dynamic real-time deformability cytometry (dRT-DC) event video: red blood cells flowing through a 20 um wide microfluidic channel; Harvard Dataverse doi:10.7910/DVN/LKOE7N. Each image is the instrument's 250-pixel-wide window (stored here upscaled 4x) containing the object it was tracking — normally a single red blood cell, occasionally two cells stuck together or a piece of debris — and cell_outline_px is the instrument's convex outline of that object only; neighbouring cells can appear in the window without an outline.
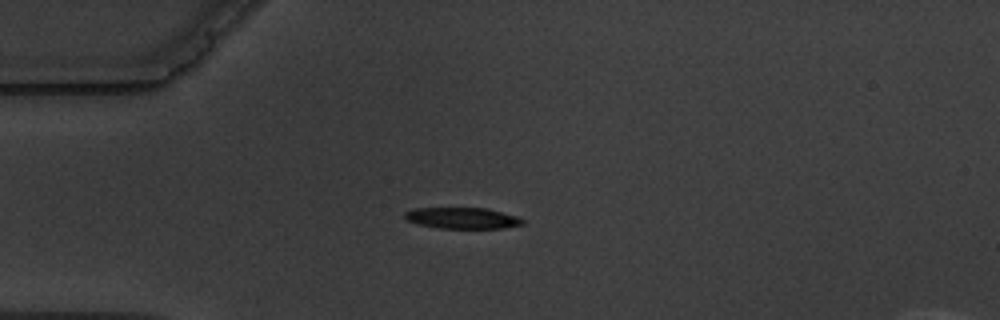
{"species": "common noctule bat (a hibernating species)", "species_latin": "Nyctalus noctula", "temperature_condition": "warm", "stored_images_in_passage": 5, "camera_frame_rate_fps": 3000, "um_per_image_px": 0.085, "animal": {"sex": "male", "body_mass_g": 19.5, "forearm_length_mm": 54.6}, "frame": {"image": 1, "passage_image": 4, "time_ms": 3.333, "image_size_px": [1000, 320], "cell_outline_px": [[524, 224], [504, 228], [440, 228], [416, 224], [404, 220], [404, 212], [412, 208], [488, 208], [516, 216], [524, 220]], "centroid_in_image_um": [39.25, 18.53], "position_along_channel_um": 45.8, "area_um2": 14.68}}